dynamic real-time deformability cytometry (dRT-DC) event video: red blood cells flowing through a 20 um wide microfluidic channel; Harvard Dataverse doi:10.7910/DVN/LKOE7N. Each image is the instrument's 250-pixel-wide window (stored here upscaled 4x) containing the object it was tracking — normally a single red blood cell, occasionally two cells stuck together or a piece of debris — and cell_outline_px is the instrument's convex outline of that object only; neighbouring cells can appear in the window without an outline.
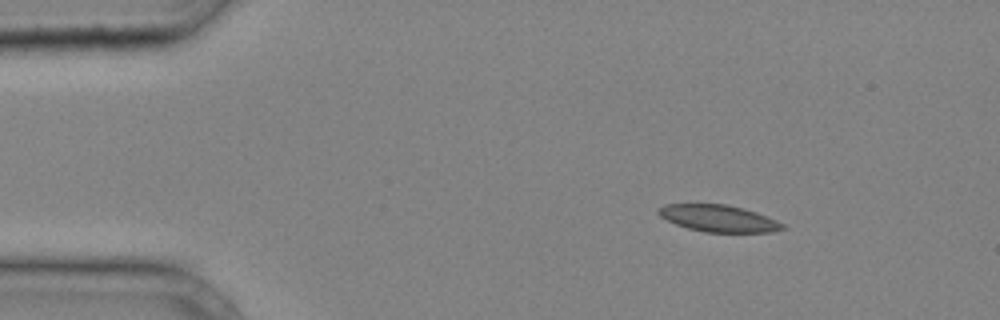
{"species": "common noctule bat (a hibernating species)", "species_latin": "Nyctalus noctula", "temperature_condition": "cold", "stored_images_in_passage": 39, "camera_frame_rate_fps": 3000, "um_per_image_px": 0.085, "animal": {"sex": "male", "body_mass_g": 20.4}, "frame": {"image": 1, "passage_image": 5, "time_ms": 1.333, "image_size_px": [1000, 320], "cell_outline_px": [[788, 228], [772, 232], [704, 232], [688, 228], [676, 224], [660, 216], [656, 212], [656, 208], [664, 204], [728, 204], [744, 208], [756, 212], [776, 220], [784, 224]], "centroid_in_image_um": [61.08, 18.55], "position_along_channel_um": 23.9, "area_um2": 19.54}}
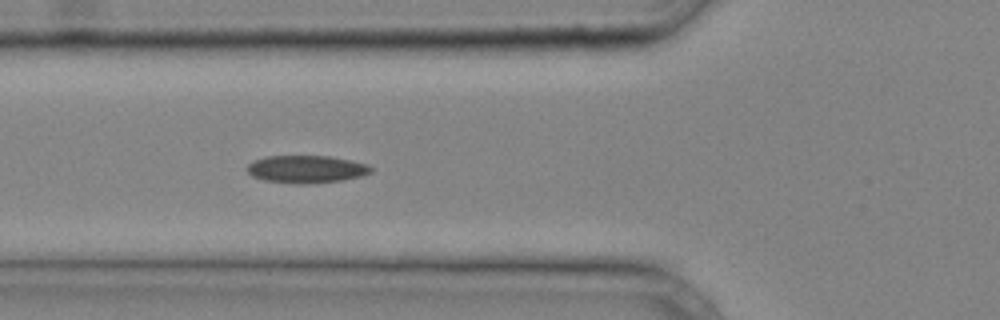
{"frame": {"image": 2, "passage_image": 14, "time_ms": 4.333, "image_size_px": [1000, 320], "cell_outline_px": [[372, 172], [360, 176], [340, 180], [300, 184], [296, 184], [264, 180], [252, 176], [244, 168], [252, 160], [264, 156], [328, 156], [352, 160], [368, 164], [372, 168]], "centroid_in_image_um": [25.99, 14.36], "position_along_channel_um": 99.8, "area_um2": 19.94}}
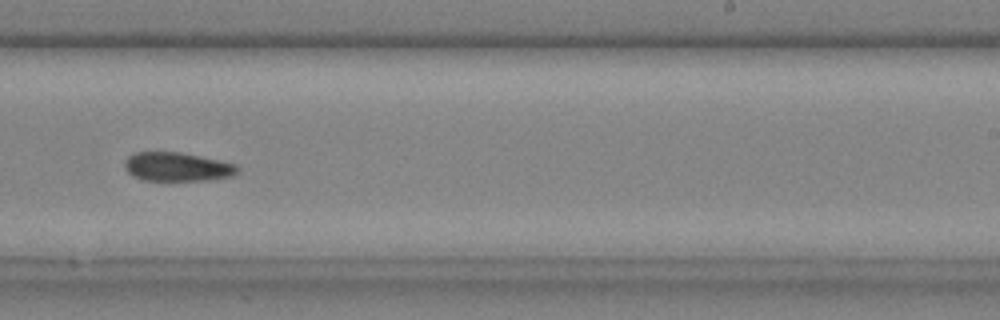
{"frame": {"image": 3, "passage_image": 25, "time_ms": 8.0, "image_size_px": [1000, 320], "cell_outline_px": [[240, 172], [232, 176], [204, 180], [144, 180], [132, 176], [124, 168], [124, 164], [128, 156], [132, 152], [180, 152], [220, 160], [236, 164], [240, 168]], "centroid_in_image_um": [15.06, 14.17], "position_along_channel_um": 273.9, "area_um2": 19.07}}